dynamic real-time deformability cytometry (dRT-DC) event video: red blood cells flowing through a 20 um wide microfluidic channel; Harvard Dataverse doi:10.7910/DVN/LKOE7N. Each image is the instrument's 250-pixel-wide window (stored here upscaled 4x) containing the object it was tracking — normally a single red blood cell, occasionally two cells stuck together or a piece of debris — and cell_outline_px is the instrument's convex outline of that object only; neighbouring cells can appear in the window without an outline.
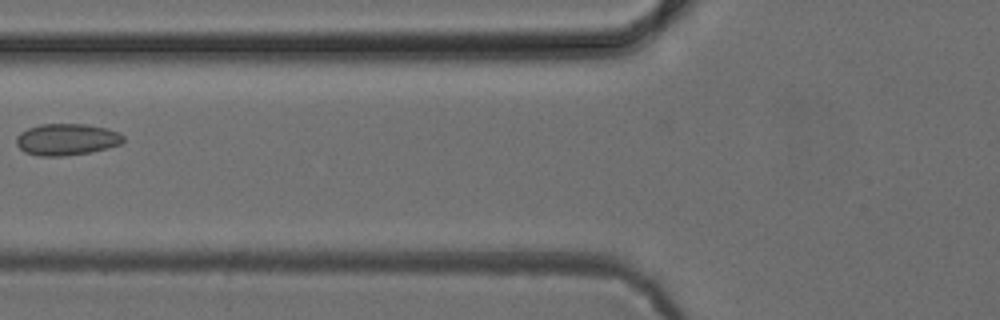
{"species": "common noctule bat (a hibernating species)", "species_latin": "Nyctalus noctula", "temperature_condition": "cold", "stored_images_in_passage": 5, "camera_frame_rate_fps": 3000, "um_per_image_px": 0.085, "animal": {"sex": "female", "body_mass_g": 24.6, "forearm_length_mm": 56.2}, "frame": {"image": 1, "passage_image": 5, "time_ms": 5.0, "image_size_px": [1000, 320], "cell_outline_px": [[124, 140], [120, 144], [108, 148], [88, 152], [64, 156], [36, 156], [24, 152], [16, 144], [16, 136], [20, 132], [28, 128], [40, 124], [88, 124], [108, 128], [120, 132], [124, 136]], "centroid_in_image_um": [5.66, 11.84], "position_along_channel_um": 120.1, "area_um2": 19.94}}